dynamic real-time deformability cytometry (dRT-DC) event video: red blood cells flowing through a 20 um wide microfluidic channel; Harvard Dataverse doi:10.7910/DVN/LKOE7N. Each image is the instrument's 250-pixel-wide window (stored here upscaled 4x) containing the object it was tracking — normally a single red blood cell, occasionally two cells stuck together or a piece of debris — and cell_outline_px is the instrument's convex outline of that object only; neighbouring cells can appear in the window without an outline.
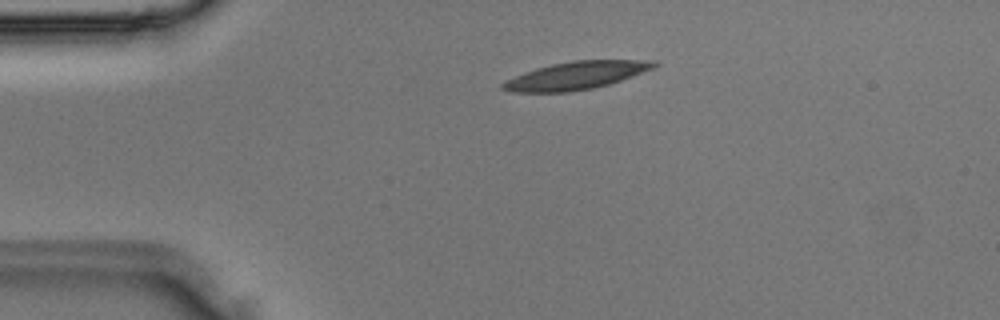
{"species": "Egyptian fruit bat (a non-hibernating species)", "species_latin": "Rousettus aegyptiacus", "temperature_condition": "room temperature", "stored_images_in_passage": 3, "camera_frame_rate_fps": 3000, "um_per_image_px": 0.085, "animal": {"sex": "male"}, "frame": {"image": 1, "passage_image": 2, "time_ms": 0.333, "image_size_px": [1000, 320], "cell_outline_px": [[660, 64], [652, 68], [632, 76], [608, 84], [592, 88], [568, 92], [508, 92], [500, 88], [500, 84], [516, 76], [536, 68], [552, 64], [572, 60], [656, 60]], "centroid_in_image_um": [48.96, 6.41], "position_along_channel_um": 36.0, "area_um2": 24.28}}